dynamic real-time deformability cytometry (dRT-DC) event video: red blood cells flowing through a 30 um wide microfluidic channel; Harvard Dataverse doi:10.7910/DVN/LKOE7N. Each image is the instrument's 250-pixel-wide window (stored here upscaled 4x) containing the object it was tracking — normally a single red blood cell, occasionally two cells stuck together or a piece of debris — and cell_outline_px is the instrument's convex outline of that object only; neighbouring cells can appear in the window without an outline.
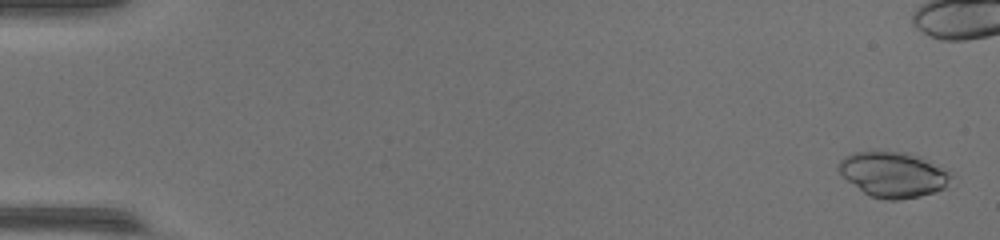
{"species": "common noctule bat (a hibernating species)", "species_latin": "Nyctalus noctula", "temperature_condition": "warm", "stored_images_in_passage": 43, "camera_frame_rate_fps": 3000, "um_per_image_px": 0.085, "animal": {"sex": "female", "body_mass_g": 17.0, "forearm_length_mm": 48.0}, "frame": {"image": 1, "passage_image": 2, "time_ms": 0.333, "image_size_px": [1000, 240], "cell_outline_px": [[956, 176], [944, 188], [936, 192], [920, 196], [900, 200], [888, 200], [872, 196], [864, 192], [848, 180], [836, 168], [836, 164], [844, 156], [852, 152], [876, 148], [908, 152], [920, 156]], "centroid_in_image_um": [75.91, 14.78], "position_along_channel_um": 9.1, "area_um2": 30.46}}
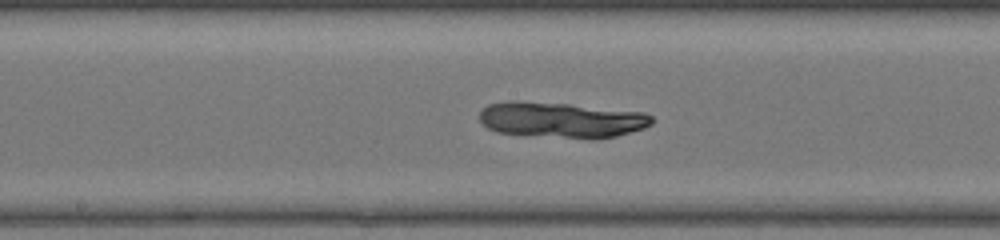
{"frame": {"image": 2, "passage_image": 27, "time_ms": 8.667, "image_size_px": [1000, 240], "cell_outline_px": [[652, 124], [644, 128], [616, 136], [592, 140], [496, 132], [488, 128], [480, 120], [480, 112], [488, 104], [516, 100], [568, 104], [644, 112], [652, 116]], "centroid_in_image_um": [47.74, 10.2], "position_along_channel_um": 200.5, "area_um2": 35.84}}
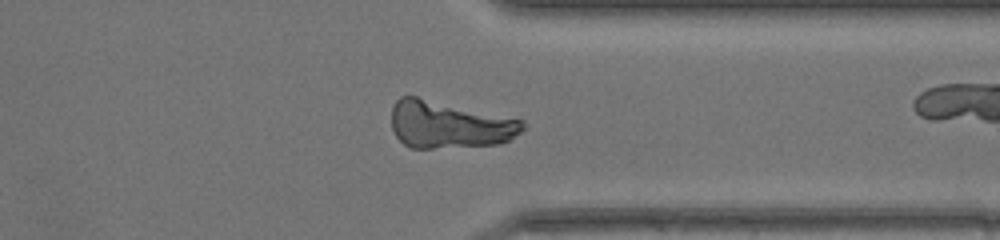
{"frame": {"image": 3, "passage_image": 39, "time_ms": 12.667, "image_size_px": [1000, 240], "cell_outline_px": [[524, 128], [520, 132], [508, 140], [500, 144], [432, 148], [412, 148], [404, 144], [396, 136], [392, 128], [392, 108], [396, 100], [400, 96], [416, 96], [524, 120]], "centroid_in_image_um": [38.16, 10.59], "position_along_channel_um": 373.2, "area_um2": 36.01}}